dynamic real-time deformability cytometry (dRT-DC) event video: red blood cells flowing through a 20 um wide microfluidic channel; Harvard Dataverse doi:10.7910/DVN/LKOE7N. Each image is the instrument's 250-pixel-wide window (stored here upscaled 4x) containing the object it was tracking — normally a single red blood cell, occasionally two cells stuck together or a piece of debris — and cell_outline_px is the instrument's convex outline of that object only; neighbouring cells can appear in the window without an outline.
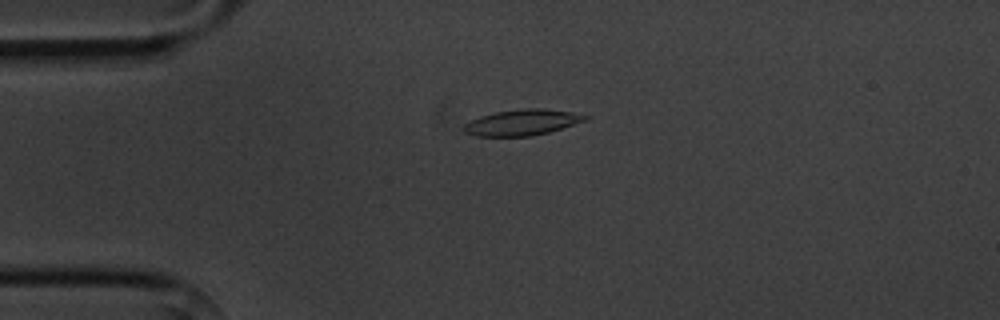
{"species": "common noctule bat (a hibernating species)", "species_latin": "Nyctalus noctula", "temperature_condition": "cold", "stored_images_in_passage": 2, "camera_frame_rate_fps": 3000, "um_per_image_px": 0.085, "animal": {"sex": "male", "body_mass_g": 20.1, "forearm_length_mm": 53.5}, "frame": {"image": 1, "passage_image": 2, "time_ms": 1.333, "image_size_px": [1000, 320], "cell_outline_px": [[592, 116], [588, 120], [548, 132], [532, 136], [476, 136], [464, 132], [460, 128], [464, 124], [480, 116], [496, 112], [524, 108], [544, 108], [572, 112]], "centroid_in_image_um": [44.39, 10.4], "position_along_channel_um": 40.6, "area_um2": 18.44}}